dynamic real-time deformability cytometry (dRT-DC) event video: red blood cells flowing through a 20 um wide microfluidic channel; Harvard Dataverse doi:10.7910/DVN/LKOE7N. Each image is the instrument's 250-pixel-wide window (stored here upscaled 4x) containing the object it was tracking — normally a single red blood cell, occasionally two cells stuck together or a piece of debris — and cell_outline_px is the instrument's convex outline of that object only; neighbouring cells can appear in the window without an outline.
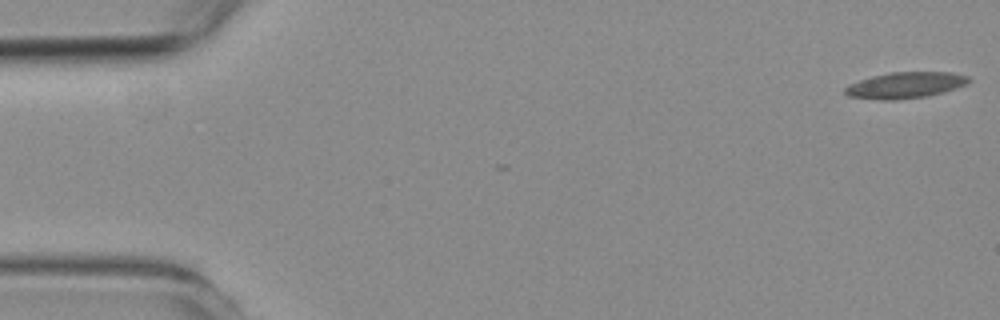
{"species": "common noctule bat (a hibernating species)", "species_latin": "Nyctalus noctula", "temperature_condition": "room temperature", "stored_images_in_passage": 4, "camera_frame_rate_fps": 3000, "um_per_image_px": 0.085, "animal": {"sex": "female", "body_mass_g": 19.3, "forearm_length_mm": 54.1}, "frame": {"image": 1, "passage_image": 1, "time_ms": 0.0, "image_size_px": [1000, 320], "cell_outline_px": [[972, 80], [956, 88], [944, 92], [928, 96], [896, 100], [880, 100], [848, 96], [844, 92], [844, 88], [848, 84], [872, 76], [888, 72], [952, 72], [968, 76]], "centroid_in_image_um": [76.94, 7.24], "position_along_channel_um": 8.1, "area_um2": 18.96}}